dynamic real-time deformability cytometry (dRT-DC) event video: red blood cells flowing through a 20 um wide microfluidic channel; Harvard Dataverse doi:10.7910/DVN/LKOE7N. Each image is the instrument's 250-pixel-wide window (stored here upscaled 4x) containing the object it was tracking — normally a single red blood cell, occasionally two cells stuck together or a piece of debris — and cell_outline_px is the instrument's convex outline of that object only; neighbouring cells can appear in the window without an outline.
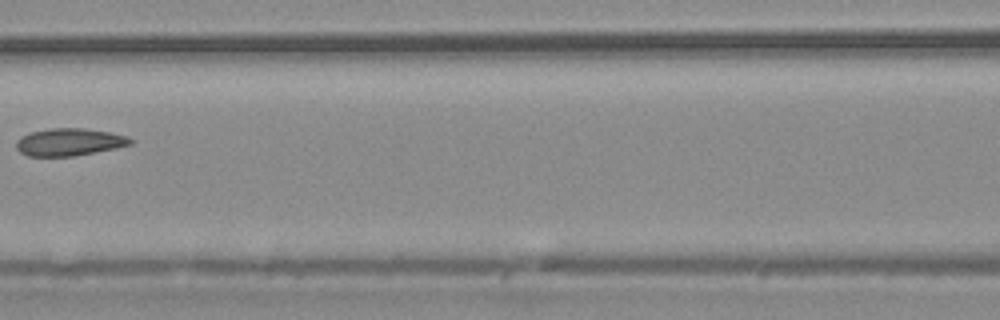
{"species": "common noctule bat (a hibernating species)", "species_latin": "Nyctalus noctula", "temperature_condition": "warm", "stored_images_in_passage": 7, "camera_frame_rate_fps": 3000, "um_per_image_px": 0.085, "animal": {"sex": "male", "body_mass_g": 20.4}, "frame": {"image": 1, "passage_image": 6, "time_ms": 1.667, "image_size_px": [1000, 320], "cell_outline_px": [[132, 144], [116, 148], [72, 156], [28, 156], [20, 152], [16, 148], [16, 140], [32, 132], [52, 128], [84, 128], [108, 132], [128, 136], [132, 140]], "centroid_in_image_um": [5.89, 12.07], "position_along_channel_um": 160.7, "area_um2": 18.03}}
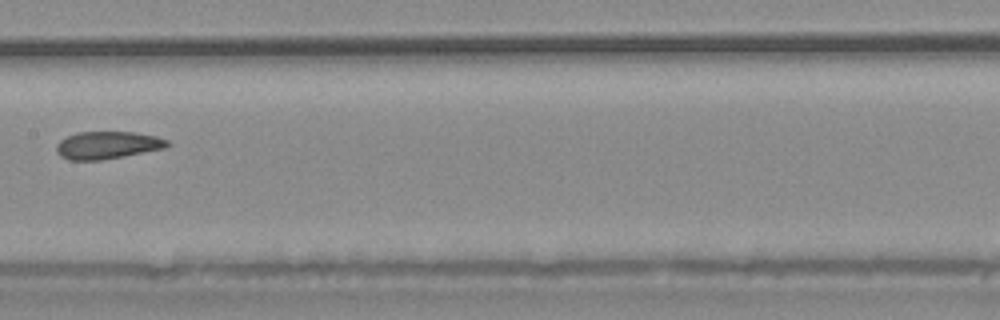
{"frame": {"image": 2, "passage_image": 7, "time_ms": 2.0, "image_size_px": [1000, 320], "cell_outline_px": [[172, 144], [164, 148], [124, 156], [100, 160], [68, 160], [60, 156], [56, 152], [56, 144], [60, 140], [76, 132], [132, 132], [156, 136], [168, 140]], "centroid_in_image_um": [9.11, 12.34], "position_along_channel_um": 198.3, "area_um2": 17.8}}